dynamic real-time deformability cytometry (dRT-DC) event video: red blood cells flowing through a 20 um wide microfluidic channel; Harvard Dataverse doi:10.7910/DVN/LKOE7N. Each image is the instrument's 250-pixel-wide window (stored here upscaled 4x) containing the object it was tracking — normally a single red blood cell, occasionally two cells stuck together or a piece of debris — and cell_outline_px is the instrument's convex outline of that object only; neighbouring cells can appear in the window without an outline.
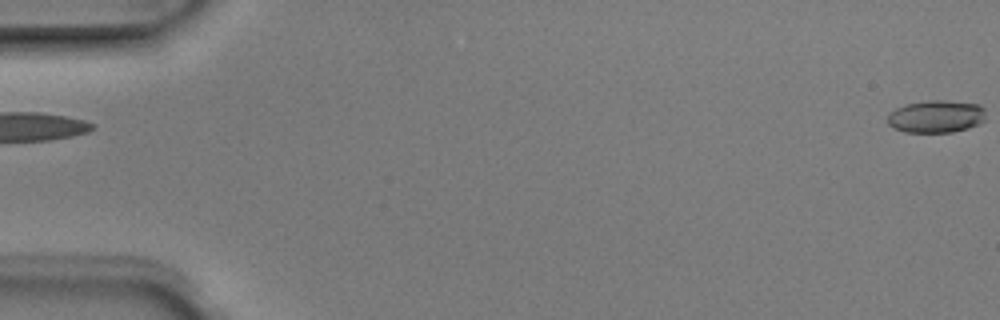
{"species": "Egyptian fruit bat (a non-hibernating species)", "species_latin": "Rousettus aegyptiacus", "temperature_condition": "room temperature", "stored_images_in_passage": 3, "segment_of_instrument_passage": [2, 2], "camera_frame_rate_fps": 3000, "um_per_image_px": 0.085, "animal": {"sex": "male"}, "frame": {"image": 1, "passage_image": 3, "time_ms": 0.667, "image_size_px": [1000, 320], "cell_outline_px": [[984, 120], [968, 128], [952, 132], [904, 132], [892, 128], [888, 124], [888, 116], [896, 108], [908, 104], [932, 100], [944, 100], [980, 104], [984, 108]], "centroid_in_image_um": [79.57, 9.9], "position_along_channel_um": 5.4, "area_um2": 18.44}}